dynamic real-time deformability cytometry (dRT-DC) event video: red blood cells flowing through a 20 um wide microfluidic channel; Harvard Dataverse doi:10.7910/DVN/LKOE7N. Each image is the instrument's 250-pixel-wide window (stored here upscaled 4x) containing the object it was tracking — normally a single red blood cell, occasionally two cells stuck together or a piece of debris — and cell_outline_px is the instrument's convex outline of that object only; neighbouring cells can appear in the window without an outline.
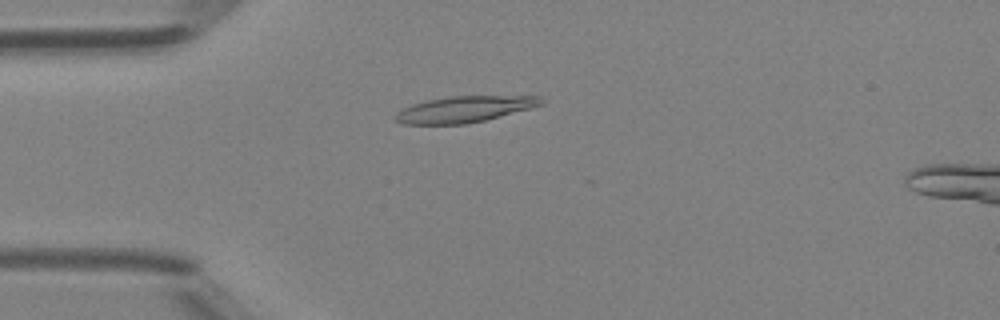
{"species": "Egyptian fruit bat (a non-hibernating species)", "species_latin": "Rousettus aegyptiacus", "temperature_condition": "room temperature", "stored_images_in_passage": 26, "camera_frame_rate_fps": 3000, "um_per_image_px": 0.085, "animal": {"sex": "female"}, "frame": {"image": 1, "passage_image": 13, "time_ms": 4.0, "image_size_px": [1000, 320], "cell_outline_px": [[544, 104], [484, 120], [464, 124], [400, 124], [392, 120], [392, 116], [396, 112], [412, 104], [428, 100], [452, 96], [540, 96], [544, 100]], "centroid_in_image_um": [39.4, 9.29], "position_along_channel_um": 45.6, "area_um2": 22.14}}
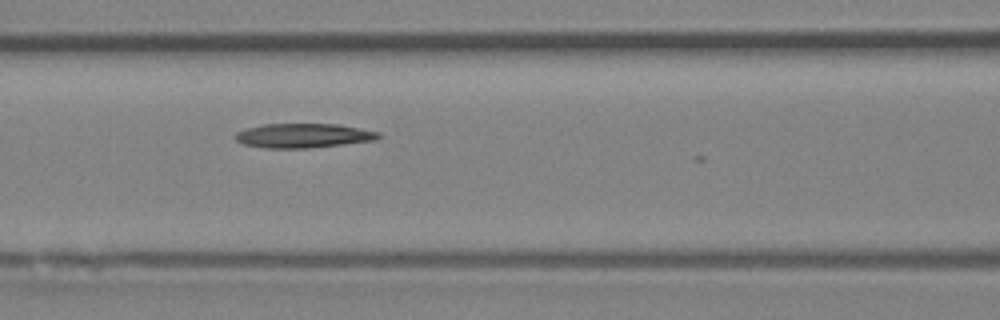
{"frame": {"image": 2, "passage_image": 21, "time_ms": 6.667, "image_size_px": [1000, 320], "cell_outline_px": [[380, 136], [376, 140], [344, 144], [308, 148], [264, 148], [244, 144], [236, 140], [232, 136], [236, 132], [244, 128], [264, 124], [340, 124], [380, 132]], "centroid_in_image_um": [25.75, 11.52], "position_along_channel_um": 140.8, "area_um2": 20.46}}
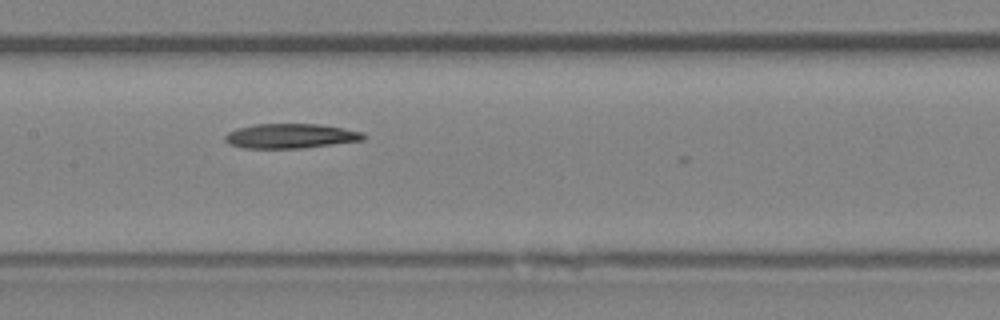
{"frame": {"image": 3, "passage_image": 24, "time_ms": 7.667, "image_size_px": [1000, 320], "cell_outline_px": [[368, 136], [364, 140], [304, 148], [244, 148], [228, 144], [224, 140], [224, 136], [228, 132], [236, 128], [256, 124], [320, 124], [364, 132]], "centroid_in_image_um": [24.71, 11.56], "position_along_channel_um": 182.7, "area_um2": 20.06}}